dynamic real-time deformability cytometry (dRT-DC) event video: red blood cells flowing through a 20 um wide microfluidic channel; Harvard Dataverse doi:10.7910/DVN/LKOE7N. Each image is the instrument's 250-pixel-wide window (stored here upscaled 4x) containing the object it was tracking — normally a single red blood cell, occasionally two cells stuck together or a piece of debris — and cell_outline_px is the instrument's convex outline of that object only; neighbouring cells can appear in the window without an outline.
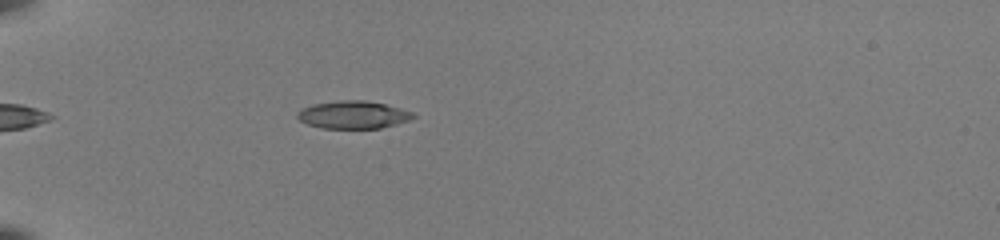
{"species": "common noctule bat (a hibernating species)", "species_latin": "Nyctalus noctula", "temperature_condition": "room temperature", "stored_images_in_passage": 45, "camera_frame_rate_fps": 3000, "um_per_image_px": 0.085, "animal": {"sex": "female", "body_mass_g": 22.0, "forearm_length_mm": 56.7}, "frame": {"image": 1, "passage_image": 10, "time_ms": 3.0, "image_size_px": [1000, 240], "cell_outline_px": [[416, 116], [408, 120], [396, 124], [380, 128], [320, 128], [308, 124], [300, 120], [296, 116], [296, 112], [312, 104], [340, 100], [364, 100], [384, 104], [400, 108], [412, 112]], "centroid_in_image_um": [30.0, 9.75], "position_along_channel_um": 55.0, "area_um2": 18.55}}
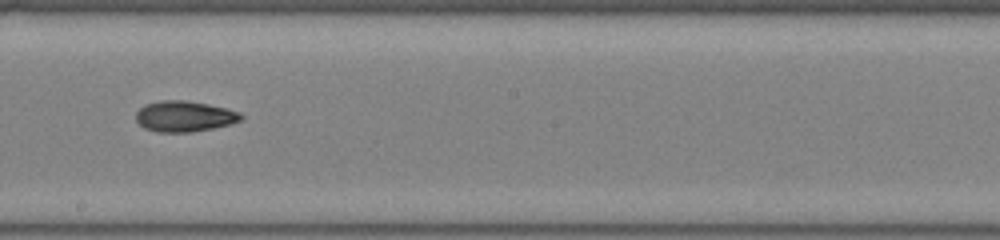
{"frame": {"image": 2, "passage_image": 25, "time_ms": 8.0, "image_size_px": [1000, 240], "cell_outline_px": [[244, 116], [240, 120], [232, 124], [192, 132], [156, 132], [144, 128], [136, 120], [136, 112], [144, 104], [160, 100], [184, 100], [208, 104], [240, 112]], "centroid_in_image_um": [15.66, 9.89], "position_along_channel_um": 232.5, "area_um2": 18.9}}
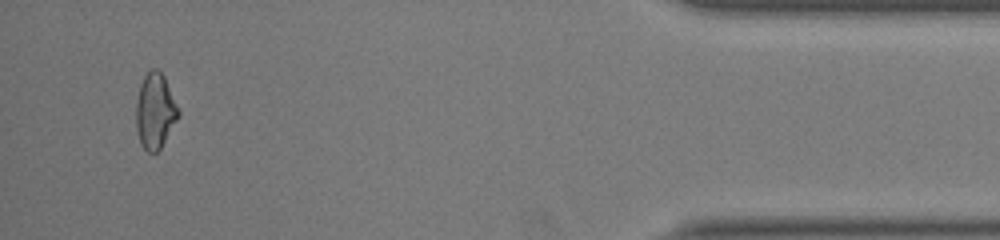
{"frame": {"image": 3, "passage_image": 43, "time_ms": 14.0, "image_size_px": [1000, 240], "cell_outline_px": [[180, 116], [160, 148], [156, 152], [148, 152], [140, 144], [136, 128], [136, 104], [140, 84], [144, 76], [152, 68], [156, 68], [164, 76], [180, 112]], "centroid_in_image_um": [13.18, 9.44], "position_along_channel_um": 422.0, "area_um2": 18.5}, "authors_computed_cell_mechanics": {"area_um2": 18.5538, "velocity_mm_per_s": 4.0271, "shape_relaxation_time_tau1_ms": 9.8245, "shape_relaxation_time_tau2_ms": 2.9385, "deformation_change_tau1": 0.237, "deformation_change_tau2": 0.0929}}